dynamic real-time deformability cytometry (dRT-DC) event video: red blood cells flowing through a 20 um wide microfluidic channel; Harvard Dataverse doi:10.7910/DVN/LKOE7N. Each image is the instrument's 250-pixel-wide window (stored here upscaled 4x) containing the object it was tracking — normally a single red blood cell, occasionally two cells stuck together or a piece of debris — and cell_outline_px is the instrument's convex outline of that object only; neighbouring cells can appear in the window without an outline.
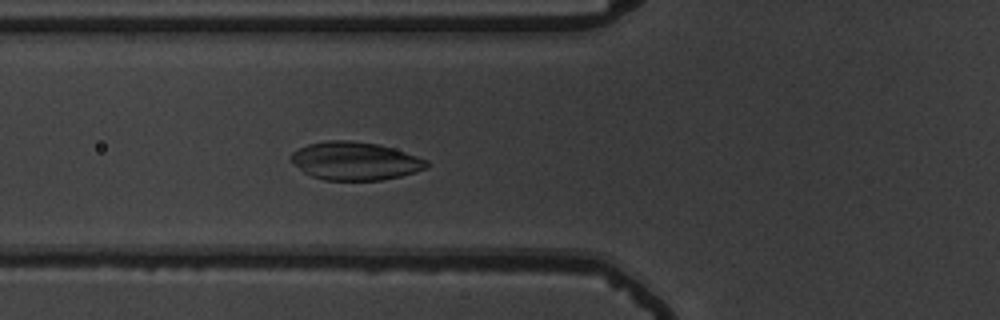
{"species": "common noctule bat (a hibernating species)", "species_latin": "Nyctalus noctula", "temperature_condition": "warm", "stored_images_in_passage": 57, "camera_frame_rate_fps": 3000, "um_per_image_px": 0.085, "animal": {"sex": "male", "body_mass_g": 19.5, "forearm_length_mm": 54.6}, "frame": {"image": 1, "passage_image": 22, "time_ms": 7.0, "image_size_px": [1000, 320], "cell_outline_px": [[428, 168], [416, 172], [400, 176], [380, 180], [324, 180], [312, 176], [304, 172], [288, 160], [288, 156], [292, 152], [308, 144], [328, 140], [348, 140], [376, 144], [392, 148], [428, 160]], "centroid_in_image_um": [30.15, 13.69], "position_along_channel_um": 95.7, "area_um2": 30.11}}
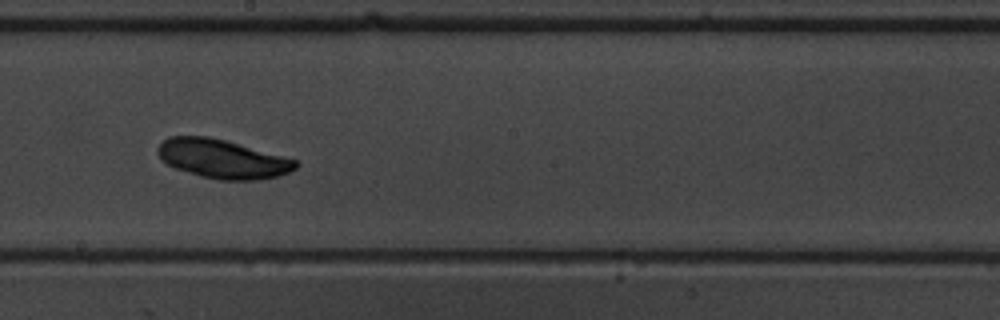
{"frame": {"image": 2, "passage_image": 33, "time_ms": 10.667, "image_size_px": [1000, 320], "cell_outline_px": [[300, 164], [296, 168], [288, 172], [276, 176], [260, 180], [220, 180], [200, 176], [176, 168], [160, 160], [156, 152], [156, 148], [168, 136], [208, 136], [224, 140], [296, 160]], "centroid_in_image_um": [18.86, 13.51], "position_along_channel_um": 229.3, "area_um2": 31.04}}
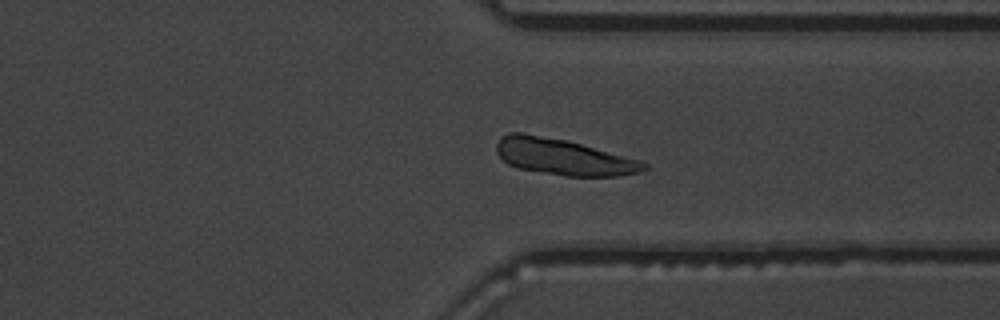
{"frame": {"image": 3, "passage_image": 44, "time_ms": 14.333, "image_size_px": [1000, 320], "cell_outline_px": [[648, 168], [640, 172], [620, 176], [564, 176], [516, 168], [508, 164], [496, 152], [496, 144], [500, 136], [508, 132], [524, 132], [568, 140], [640, 160], [648, 164]], "centroid_in_image_um": [47.86, 13.33], "position_along_channel_um": 363.5, "area_um2": 31.44}}